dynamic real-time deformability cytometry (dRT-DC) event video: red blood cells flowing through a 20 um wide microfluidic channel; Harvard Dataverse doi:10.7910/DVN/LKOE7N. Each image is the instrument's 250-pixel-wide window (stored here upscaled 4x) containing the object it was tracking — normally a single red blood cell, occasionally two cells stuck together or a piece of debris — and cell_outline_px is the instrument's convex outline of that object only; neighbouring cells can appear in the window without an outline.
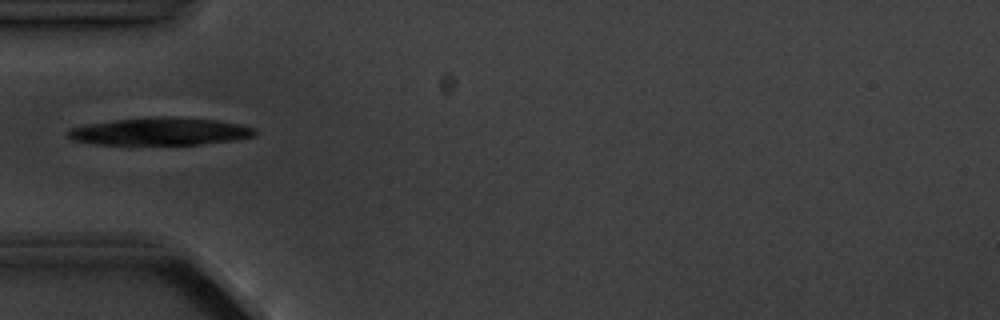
{"species": "common noctule bat (a hibernating species)", "species_latin": "Nyctalus noctula", "temperature_condition": "cold", "stored_images_in_passage": 2, "camera_frame_rate_fps": 3000, "um_per_image_px": 0.085, "animal": {"sex": "male", "body_mass_g": 20.1, "forearm_length_mm": 53.5}, "frame": {"image": 1, "passage_image": 2, "time_ms": 1.0, "image_size_px": [1000, 320], "cell_outline_px": [[256, 136], [232, 140], [200, 144], [96, 144], [72, 140], [64, 136], [64, 132], [68, 128], [84, 124], [116, 120], [164, 116], [172, 116], [216, 120], [240, 124], [256, 128]], "centroid_in_image_um": [13.55, 11.17], "position_along_channel_um": 71.4, "area_um2": 30.17}}